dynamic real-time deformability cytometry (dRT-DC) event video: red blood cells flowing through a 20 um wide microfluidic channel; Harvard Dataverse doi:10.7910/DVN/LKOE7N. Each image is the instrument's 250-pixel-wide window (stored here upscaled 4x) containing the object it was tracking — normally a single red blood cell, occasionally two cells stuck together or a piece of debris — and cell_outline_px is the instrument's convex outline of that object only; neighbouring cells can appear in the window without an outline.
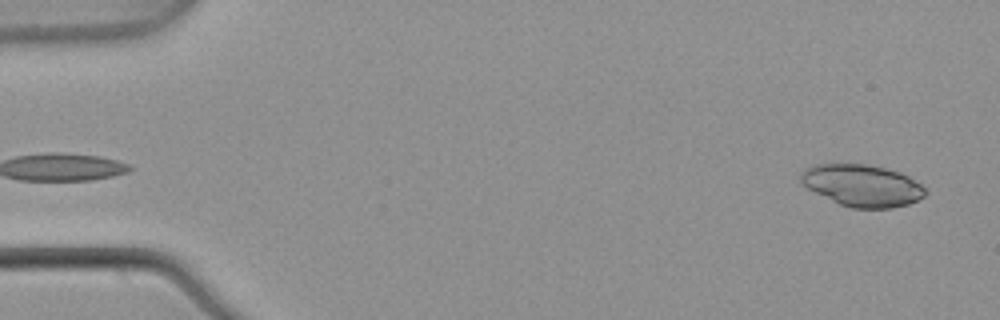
{"species": "common noctule bat (a hibernating species)", "species_latin": "Nyctalus noctula", "temperature_condition": "warm", "stored_images_in_passage": 53, "camera_frame_rate_fps": 3000, "um_per_image_px": 0.085, "animal": {"sex": "male", "body_mass_g": 21.5, "forearm_length_mm": 52.0}, "frame": {"image": 1, "passage_image": 2, "time_ms": 0.333, "image_size_px": [1000, 320], "cell_outline_px": [[928, 192], [924, 196], [908, 204], [892, 208], [852, 208], [840, 204], [808, 188], [800, 180], [800, 172], [804, 168], [812, 164], [868, 164], [900, 172], [908, 176], [920, 184]], "centroid_in_image_um": [73.28, 15.75], "position_along_channel_um": 11.7, "area_um2": 30.23}}
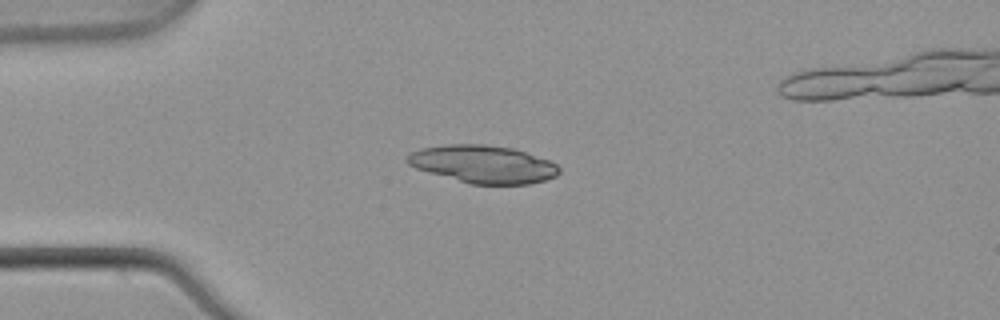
{"frame": {"image": 2, "passage_image": 13, "time_ms": 4.0, "image_size_px": [1000, 320], "cell_outline_px": [[560, 172], [556, 176], [544, 180], [528, 184], [468, 184], [428, 172], [416, 168], [408, 164], [404, 160], [408, 152], [420, 148], [444, 144], [484, 144], [512, 148], [548, 160], [556, 164], [560, 168]], "centroid_in_image_um": [41.0, 13.95], "position_along_channel_um": 44.0, "area_um2": 33.52}}
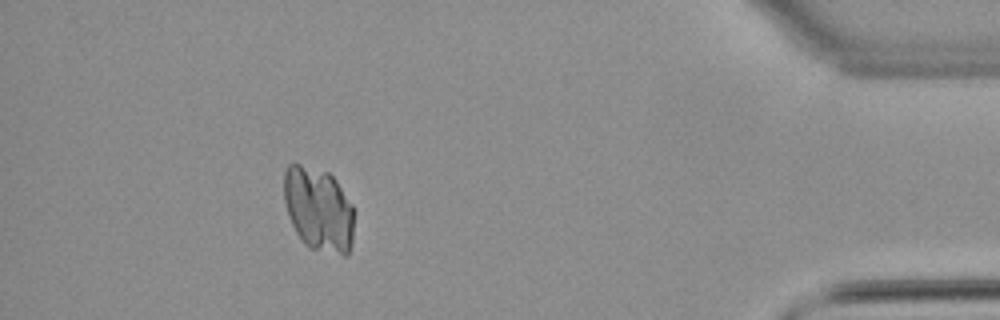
{"frame": {"image": 3, "passage_image": 47, "time_ms": 15.333, "image_size_px": [1000, 320], "cell_outline_px": [[352, 244], [348, 256], [344, 256], [308, 248], [304, 244], [296, 232], [288, 216], [284, 200], [284, 172], [288, 164], [300, 164], [328, 172], [336, 180], [352, 204]], "centroid_in_image_um": [27.06, 17.8], "position_along_channel_um": 408.1, "area_um2": 34.56}}